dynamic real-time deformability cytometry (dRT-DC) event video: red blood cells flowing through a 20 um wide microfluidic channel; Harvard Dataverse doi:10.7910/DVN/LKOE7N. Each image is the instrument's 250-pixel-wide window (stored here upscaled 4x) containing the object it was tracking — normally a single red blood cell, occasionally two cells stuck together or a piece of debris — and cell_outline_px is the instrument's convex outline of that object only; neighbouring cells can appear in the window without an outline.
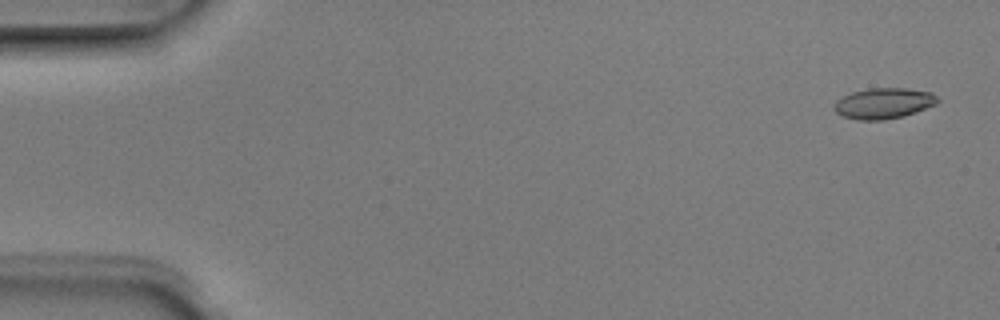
{"species": "Egyptian fruit bat (a non-hibernating species)", "species_latin": "Rousettus aegyptiacus", "temperature_condition": "room temperature", "stored_images_in_passage": 4, "camera_frame_rate_fps": 3000, "um_per_image_px": 0.085, "animal": {"sex": "male"}, "frame": {"image": 1, "passage_image": 1, "time_ms": 0.0, "image_size_px": [1000, 320], "cell_outline_px": [[940, 100], [936, 104], [916, 112], [904, 116], [884, 120], [860, 120], [844, 116], [836, 112], [836, 100], [852, 92], [868, 88], [908, 88], [932, 92]], "centroid_in_image_um": [75.16, 8.77], "position_along_channel_um": 9.8, "area_um2": 18.44}}